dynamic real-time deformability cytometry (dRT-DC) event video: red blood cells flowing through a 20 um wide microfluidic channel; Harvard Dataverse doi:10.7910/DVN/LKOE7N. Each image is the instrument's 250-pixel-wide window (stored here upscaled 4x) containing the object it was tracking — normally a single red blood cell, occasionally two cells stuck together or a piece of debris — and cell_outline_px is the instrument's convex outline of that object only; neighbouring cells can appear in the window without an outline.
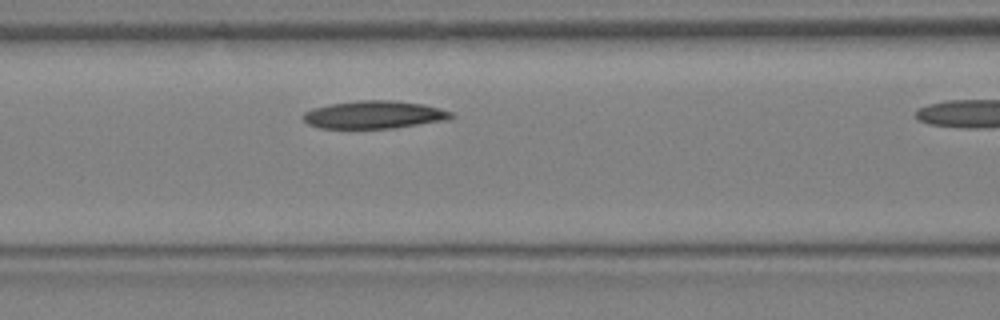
{"species": "Egyptian fruit bat (a non-hibernating species)", "species_latin": "Rousettus aegyptiacus", "temperature_condition": "warm", "stored_images_in_passage": 6, "camera_frame_rate_fps": 3000, "um_per_image_px": 0.085, "animal": {"sex": "female"}, "frame": {"image": 1, "passage_image": 5, "time_ms": 1.333, "image_size_px": [1000, 320], "cell_outline_px": [[456, 116], [448, 120], [392, 128], [320, 128], [308, 124], [300, 116], [304, 112], [312, 108], [328, 104], [360, 100], [392, 100], [420, 104], [440, 108], [452, 112]], "centroid_in_image_um": [31.78, 9.75], "position_along_channel_um": 134.8, "area_um2": 24.04}}